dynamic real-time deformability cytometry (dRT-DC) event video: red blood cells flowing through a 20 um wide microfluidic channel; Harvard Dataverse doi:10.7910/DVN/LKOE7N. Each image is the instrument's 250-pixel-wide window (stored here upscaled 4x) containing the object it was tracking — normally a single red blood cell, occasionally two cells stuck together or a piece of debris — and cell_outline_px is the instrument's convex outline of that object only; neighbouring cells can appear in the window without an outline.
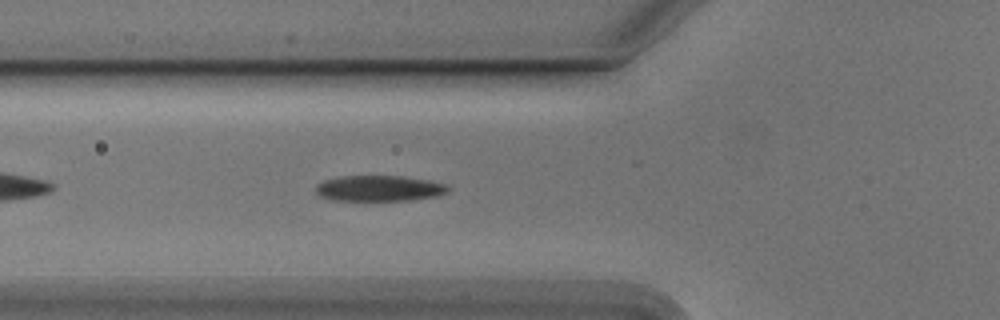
{"species": "Egyptian fruit bat (a non-hibernating species)", "species_latin": "Rousettus aegyptiacus", "temperature_condition": "cold", "stored_images_in_passage": 41, "camera_frame_rate_fps": 3000, "um_per_image_px": 0.085, "animal": {"sex": "male"}, "frame": {"image": 1, "passage_image": 6, "time_ms": 1.667, "image_size_px": [1000, 320], "cell_outline_px": [[448, 192], [436, 196], [412, 200], [332, 200], [320, 196], [316, 192], [316, 184], [324, 180], [344, 176], [400, 176], [428, 180], [444, 184], [448, 188]], "centroid_in_image_um": [32.21, 16.01], "position_along_channel_um": 93.6, "area_um2": 19.65}}
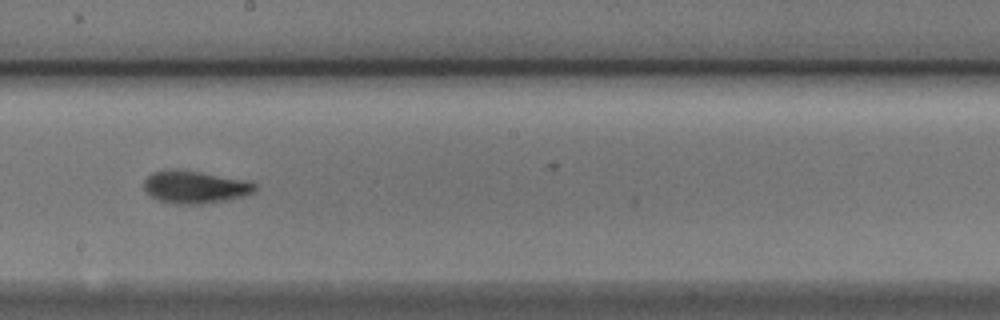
{"frame": {"image": 2, "passage_image": 17, "time_ms": 5.333, "image_size_px": [1000, 320], "cell_outline_px": [[256, 192], [232, 200], [200, 204], [176, 204], [156, 200], [144, 188], [144, 180], [152, 172], [172, 168], [176, 168], [248, 180], [256, 184]], "centroid_in_image_um": [16.61, 15.9], "position_along_channel_um": 231.6, "area_um2": 21.44}}
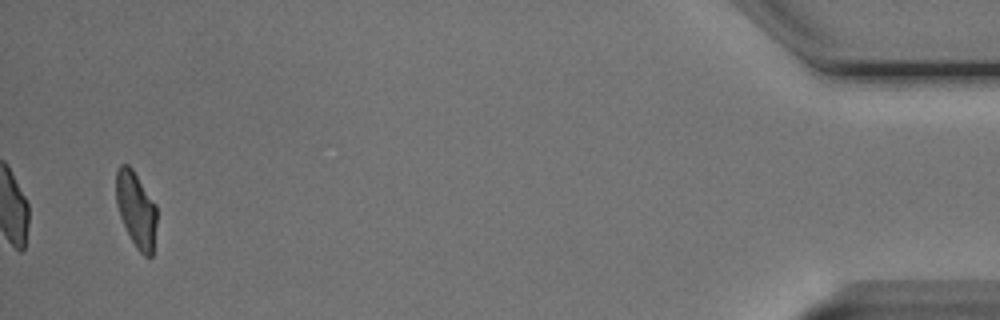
{"frame": {"image": 3, "passage_image": 39, "time_ms": 12.667, "image_size_px": [1000, 320], "cell_outline_px": [[156, 224], [152, 256], [144, 256], [136, 248], [120, 216], [116, 204], [116, 172], [120, 164], [128, 164], [132, 168], [156, 204]], "centroid_in_image_um": [11.57, 17.78], "position_along_channel_um": 423.6, "area_um2": 17.8}, "authors_computed_cell_mechanics": {"area_um2": 19.652, "velocity_mm_per_s": 3.7552, "shape_relaxation_time_tau1_ms": 2.5624, "shape_relaxation_time_tau2_ms": 1.7413, "deformation_change_tau1": 0.1401, "deformation_change_tau2": 0.081}}